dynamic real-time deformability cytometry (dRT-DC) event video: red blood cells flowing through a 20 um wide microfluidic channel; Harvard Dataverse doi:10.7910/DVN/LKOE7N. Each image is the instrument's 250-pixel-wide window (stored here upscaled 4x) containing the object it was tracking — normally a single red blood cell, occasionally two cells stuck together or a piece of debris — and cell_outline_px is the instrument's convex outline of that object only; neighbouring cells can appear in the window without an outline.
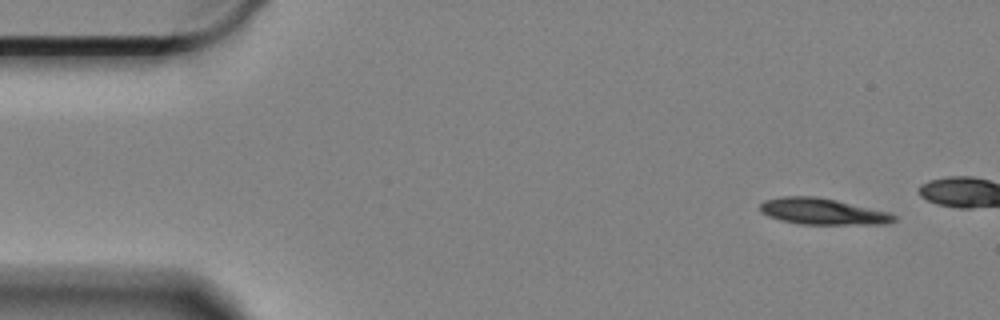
{"species": "Egyptian fruit bat (a non-hibernating species)", "species_latin": "Rousettus aegyptiacus", "temperature_condition": "cold", "stored_images_in_passage": 13, "camera_frame_rate_fps": 3000, "um_per_image_px": 0.085, "animal": {"sex": "female"}, "frame": {"image": 1, "passage_image": 1, "time_ms": 0.0, "image_size_px": [1000, 320], "cell_outline_px": [[896, 220], [884, 224], [800, 224], [780, 220], [760, 212], [760, 204], [764, 200], [784, 196], [816, 196], [836, 200], [888, 212], [896, 216]], "centroid_in_image_um": [69.89, 17.97], "position_along_channel_um": 15.1, "area_um2": 20.35}}